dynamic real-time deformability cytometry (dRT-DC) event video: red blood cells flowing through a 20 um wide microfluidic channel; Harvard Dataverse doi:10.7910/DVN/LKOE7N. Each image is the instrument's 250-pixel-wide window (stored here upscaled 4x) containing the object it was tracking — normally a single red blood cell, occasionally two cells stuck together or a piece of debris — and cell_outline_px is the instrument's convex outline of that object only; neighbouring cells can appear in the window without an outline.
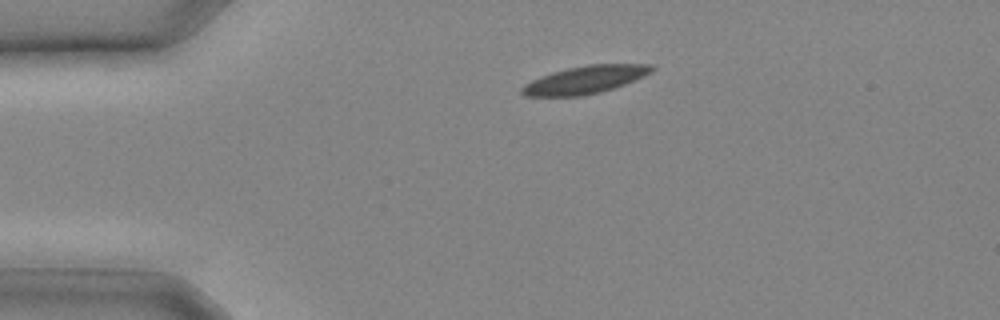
{"species": "common noctule bat (a hibernating species)", "species_latin": "Nyctalus noctula", "temperature_condition": "cold", "stored_images_in_passage": 19, "camera_frame_rate_fps": 3000, "um_per_image_px": 0.085, "animal": {"sex": "male", "body_mass_g": 20.4}, "frame": {"image": 1, "passage_image": 1, "time_ms": 0.0, "image_size_px": [1000, 320], "cell_outline_px": [[656, 68], [652, 72], [644, 76], [624, 84], [600, 92], [580, 96], [524, 96], [520, 92], [520, 88], [524, 84], [532, 80], [552, 72], [568, 68], [588, 64], [652, 64]], "centroid_in_image_um": [49.73, 6.77], "position_along_channel_um": 35.3, "area_um2": 20.92}}
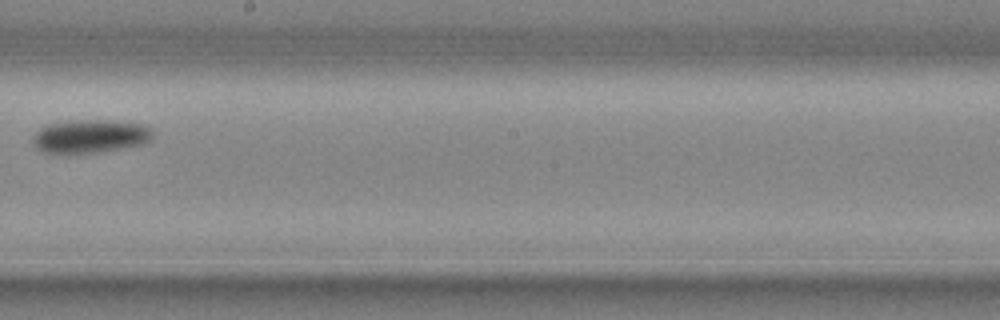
{"frame": {"image": 2, "passage_image": 11, "time_ms": 3.333, "image_size_px": [1000, 320], "cell_outline_px": [[152, 140], [144, 144], [100, 152], [40, 152], [36, 148], [32, 140], [32, 136], [40, 128], [48, 124], [76, 120], [108, 120], [144, 124], [152, 128]], "centroid_in_image_um": [7.7, 11.57], "position_along_channel_um": 240.5, "area_um2": 23.29}}
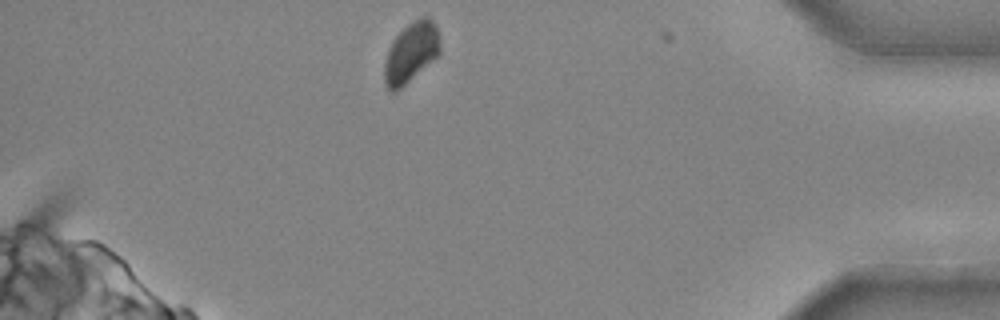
{"frame": {"image": 3, "passage_image": 19, "time_ms": 6.0, "image_size_px": [1000, 320], "cell_outline_px": [[440, 52], [432, 60], [396, 92], [392, 92], [388, 88], [384, 80], [384, 64], [388, 52], [396, 36], [408, 24], [424, 16], [428, 16], [436, 24], [440, 44]], "centroid_in_image_um": [34.94, 4.45], "position_along_channel_um": 400.3, "area_um2": 18.96}}